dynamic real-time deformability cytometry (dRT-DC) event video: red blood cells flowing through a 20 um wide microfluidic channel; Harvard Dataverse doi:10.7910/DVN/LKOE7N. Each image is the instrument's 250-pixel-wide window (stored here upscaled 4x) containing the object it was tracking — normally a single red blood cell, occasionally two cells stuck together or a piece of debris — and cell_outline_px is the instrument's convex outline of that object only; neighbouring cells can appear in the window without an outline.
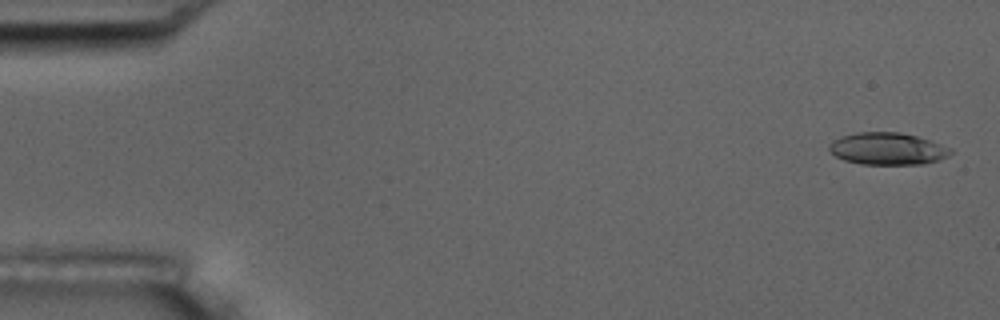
{"species": "common noctule bat (a hibernating species)", "species_latin": "Nyctalus noctula", "temperature_condition": "room temperature", "stored_images_in_passage": 6, "camera_frame_rate_fps": 3000, "um_per_image_px": 0.085, "animal": {"sex": "male", "body_mass_g": 17.5, "forearm_length_mm": 52.3}, "frame": {"image": 1, "passage_image": 1, "time_ms": 0.0, "image_size_px": [1000, 320], "cell_outline_px": [[952, 152], [948, 156], [940, 160], [920, 164], [860, 164], [844, 160], [836, 156], [828, 148], [828, 144], [844, 136], [856, 132], [900, 132], [916, 136], [952, 148]], "centroid_in_image_um": [75.46, 12.65], "position_along_channel_um": 9.5, "area_um2": 22.54}}